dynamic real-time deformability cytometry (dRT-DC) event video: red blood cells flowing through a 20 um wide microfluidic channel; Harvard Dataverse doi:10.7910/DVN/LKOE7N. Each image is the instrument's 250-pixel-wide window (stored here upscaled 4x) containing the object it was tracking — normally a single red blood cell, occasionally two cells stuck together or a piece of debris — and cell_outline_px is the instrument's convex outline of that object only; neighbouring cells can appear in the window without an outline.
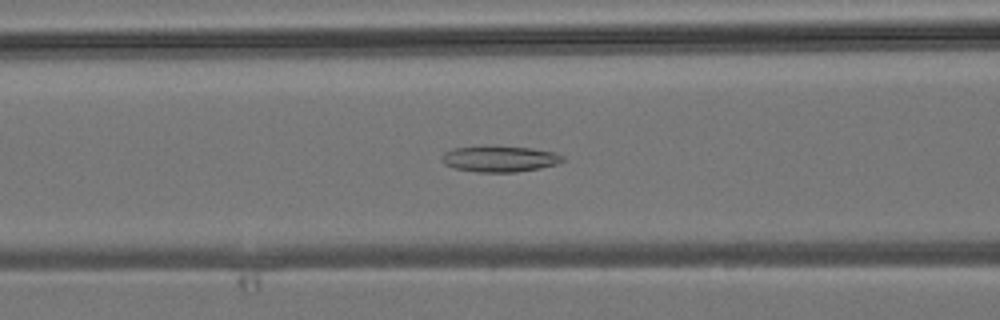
{"species": "common noctule bat (a hibernating species)", "species_latin": "Nyctalus noctula", "temperature_condition": "room temperature", "stored_images_in_passage": 43, "camera_frame_rate_fps": 3000, "um_per_image_px": 0.085, "animal": {"sex": "male", "body_mass_g": 19.2, "forearm_length_mm": 51.8}, "frame": {"image": 1, "passage_image": 17, "time_ms": 5.333, "image_size_px": [1000, 320], "cell_outline_px": [[564, 160], [556, 164], [540, 168], [516, 172], [476, 172], [456, 168], [444, 164], [440, 160], [440, 156], [444, 152], [452, 148], [532, 148], [556, 152], [564, 156]], "centroid_in_image_um": [42.48, 13.53], "position_along_channel_um": 124.1, "area_um2": 17.8}}
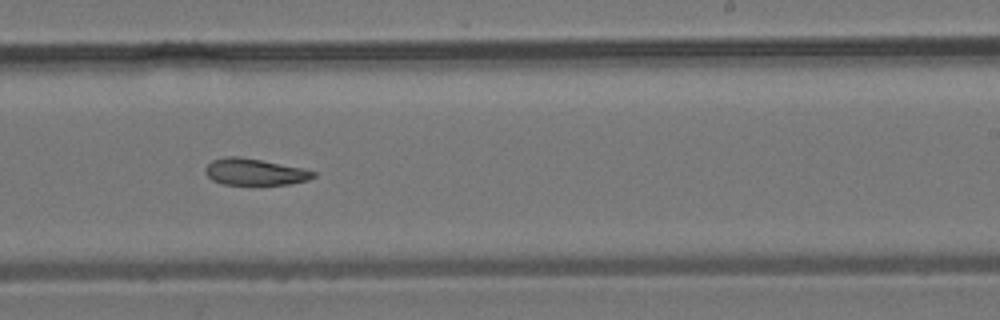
{"frame": {"image": 2, "passage_image": 26, "time_ms": 8.333, "image_size_px": [1000, 320], "cell_outline_px": [[316, 176], [308, 180], [288, 184], [224, 184], [212, 180], [204, 172], [204, 168], [212, 160], [228, 156], [240, 156], [304, 168], [316, 172]], "centroid_in_image_um": [21.65, 14.6], "position_along_channel_um": 267.3, "area_um2": 16.7}}
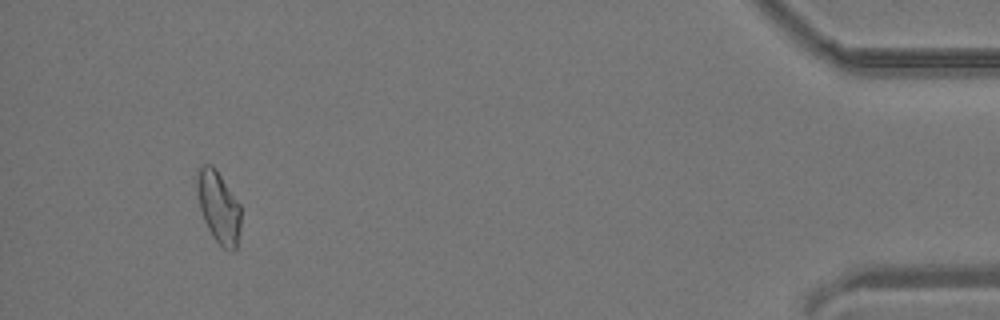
{"frame": {"image": 3, "passage_image": 40, "time_ms": 13.0, "image_size_px": [1000, 320], "cell_outline_px": [[240, 232], [236, 248], [232, 252], [224, 248], [216, 240], [208, 228], [204, 220], [200, 208], [196, 188], [196, 168], [204, 164], [212, 164], [216, 168], [240, 204]], "centroid_in_image_um": [18.57, 17.55], "position_along_channel_um": 416.6, "area_um2": 18.5}}